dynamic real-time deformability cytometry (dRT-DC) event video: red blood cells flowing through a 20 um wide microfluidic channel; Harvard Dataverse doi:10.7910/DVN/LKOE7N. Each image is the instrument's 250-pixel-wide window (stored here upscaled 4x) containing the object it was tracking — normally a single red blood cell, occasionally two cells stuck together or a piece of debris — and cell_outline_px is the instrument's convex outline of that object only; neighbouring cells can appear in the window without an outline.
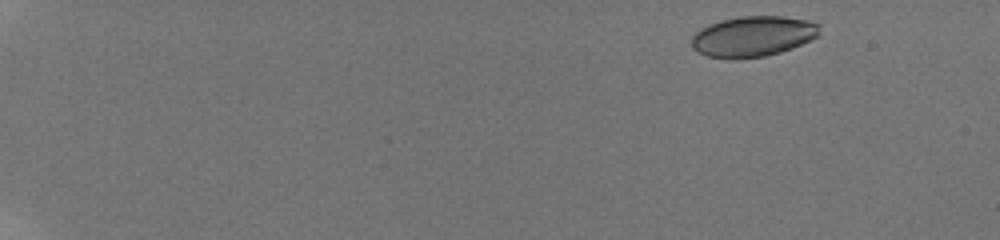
{"species": "human", "species_latin": "Homo sapiens", "temperature_condition": "room temperature", "stored_images_in_passage": 13, "camera_frame_rate_fps": 3000, "um_per_image_px": 0.085, "donor": {"sex": "male"}, "frame": {"image": 1, "passage_image": 8, "time_ms": 1.0, "image_size_px": [1000, 240], "cell_outline_px": [[820, 36], [792, 48], [780, 52], [764, 56], [736, 60], [708, 56], [696, 52], [692, 48], [692, 36], [700, 28], [708, 24], [740, 16], [784, 16], [808, 20], [820, 24]], "centroid_in_image_um": [64.01, 3.1], "position_along_channel_um": 21.0, "area_um2": 30.58}}